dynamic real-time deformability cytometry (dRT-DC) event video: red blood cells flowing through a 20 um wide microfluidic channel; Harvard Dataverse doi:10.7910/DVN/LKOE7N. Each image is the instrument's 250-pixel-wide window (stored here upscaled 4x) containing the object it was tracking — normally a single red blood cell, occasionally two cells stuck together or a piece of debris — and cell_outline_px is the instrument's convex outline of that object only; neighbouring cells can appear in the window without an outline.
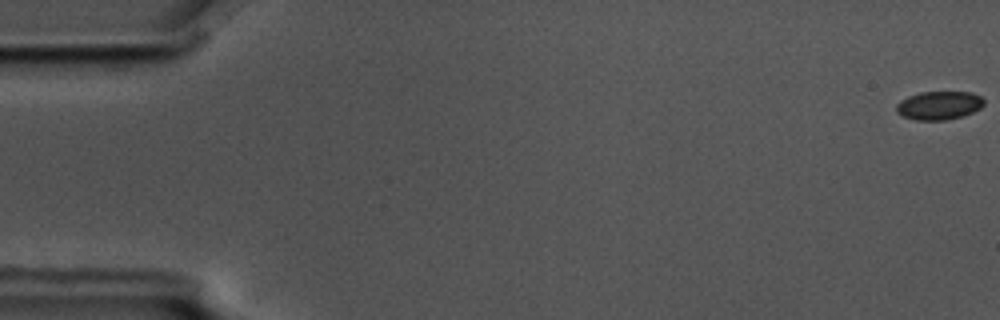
{"species": "common noctule bat (a hibernating species)", "species_latin": "Nyctalus noctula", "temperature_condition": "cold", "stored_images_in_passage": 3, "camera_frame_rate_fps": 3000, "um_per_image_px": 0.085, "animal": {"sex": "male", "body_mass_g": 17.5, "forearm_length_mm": 52.3}, "frame": {"image": 1, "passage_image": 1, "time_ms": 0.0, "image_size_px": [1000, 320], "cell_outline_px": [[984, 104], [980, 108], [972, 112], [960, 116], [944, 120], [916, 120], [900, 116], [896, 112], [896, 104], [900, 100], [908, 96], [920, 92], [972, 92], [980, 96], [984, 100]], "centroid_in_image_um": [79.77, 8.95], "position_along_channel_um": 5.2, "area_um2": 14.57}}